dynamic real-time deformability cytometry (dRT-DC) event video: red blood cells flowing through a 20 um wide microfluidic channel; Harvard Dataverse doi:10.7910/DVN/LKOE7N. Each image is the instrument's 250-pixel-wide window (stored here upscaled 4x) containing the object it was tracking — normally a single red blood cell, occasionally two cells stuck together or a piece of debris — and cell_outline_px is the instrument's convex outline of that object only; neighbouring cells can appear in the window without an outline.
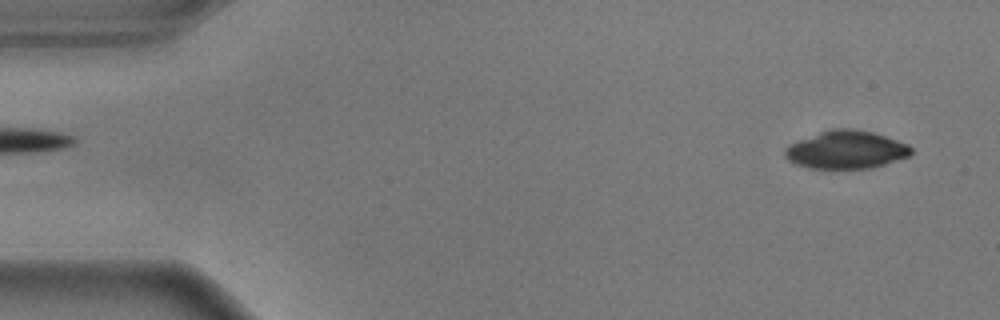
{"species": "common noctule bat (a hibernating species)", "species_latin": "Nyctalus noctula", "temperature_condition": "warm", "stored_images_in_passage": 53, "camera_frame_rate_fps": 3000, "um_per_image_px": 0.085, "animal": {"sex": "male", "body_mass_g": 17.9}, "frame": {"image": 1, "passage_image": 1, "time_ms": 0.0, "image_size_px": [1000, 320], "cell_outline_px": [[912, 152], [908, 156], [872, 168], [808, 168], [796, 164], [788, 160], [784, 156], [784, 148], [788, 144], [820, 132], [832, 128], [852, 128], [872, 132], [908, 144], [912, 148]], "centroid_in_image_um": [71.88, 12.72], "position_along_channel_um": 13.1, "area_um2": 27.8}}
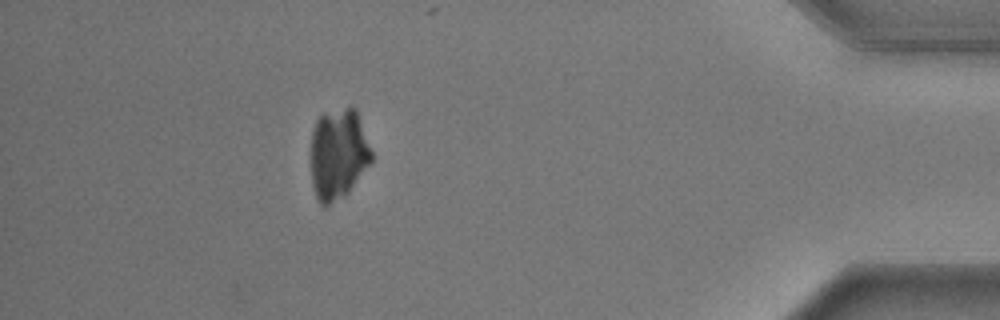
{"frame": {"image": 2, "passage_image": 47, "time_ms": 15.333, "image_size_px": [1000, 320], "cell_outline_px": [[372, 164], [348, 192], [344, 196], [324, 208], [320, 204], [316, 196], [312, 184], [312, 128], [316, 120], [324, 112], [352, 104], [356, 108], [372, 152]], "centroid_in_image_um": [28.77, 13.06], "position_along_channel_um": 406.4, "area_um2": 32.66}}